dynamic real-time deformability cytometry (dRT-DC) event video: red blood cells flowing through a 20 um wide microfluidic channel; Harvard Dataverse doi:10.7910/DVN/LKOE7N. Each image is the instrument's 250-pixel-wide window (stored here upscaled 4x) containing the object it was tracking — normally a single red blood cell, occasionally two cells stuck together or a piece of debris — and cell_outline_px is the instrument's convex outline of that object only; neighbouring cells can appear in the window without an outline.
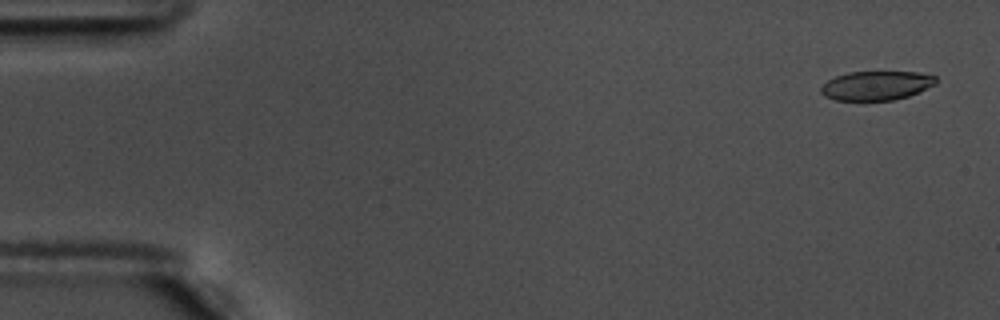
{"species": "common noctule bat (a hibernating species)", "species_latin": "Nyctalus noctula", "temperature_condition": "warm", "stored_images_in_passage": 57, "camera_frame_rate_fps": 3000, "um_per_image_px": 0.085, "animal": {"sex": "male", "body_mass_g": 17.5, "forearm_length_mm": 52.3}, "frame": {"image": 1, "passage_image": 3, "time_ms": 0.667, "image_size_px": [1000, 320], "cell_outline_px": [[936, 84], [908, 96], [892, 100], [836, 100], [824, 96], [820, 92], [820, 88], [828, 80], [836, 76], [848, 72], [916, 72], [936, 76]], "centroid_in_image_um": [74.47, 7.27], "position_along_channel_um": 10.5, "area_um2": 19.36}}
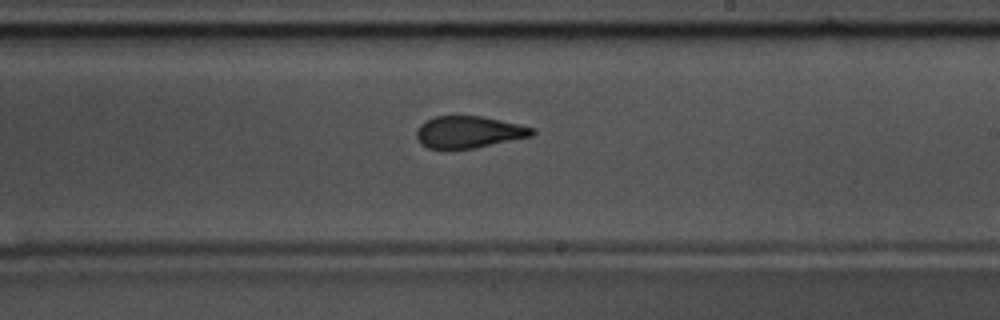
{"frame": {"image": 2, "passage_image": 34, "time_ms": 11.0, "image_size_px": [1000, 320], "cell_outline_px": [[536, 132], [532, 136], [476, 148], [428, 148], [420, 144], [416, 136], [416, 128], [420, 124], [432, 116], [484, 116], [520, 124], [536, 128]], "centroid_in_image_um": [39.86, 11.21], "position_along_channel_um": 249.1, "area_um2": 21.73}}
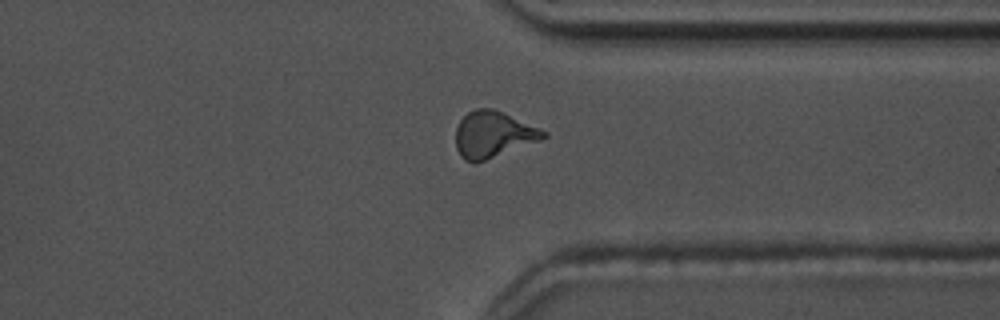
{"frame": {"image": 3, "passage_image": 44, "time_ms": 14.333, "image_size_px": [1000, 320], "cell_outline_px": [[548, 136], [540, 140], [476, 164], [472, 164], [464, 160], [460, 156], [456, 148], [456, 128], [460, 120], [468, 112], [476, 108], [492, 108], [504, 112], [548, 132]], "centroid_in_image_um": [41.9, 11.44], "position_along_channel_um": 369.5, "area_um2": 23.87}, "authors_computed_cell_mechanics": {"area_um2": 22.253, "velocity_mm_per_s": 3.6328, "shape_relaxation_time_tau1_ms": 8.3316, "shape_relaxation_time_tau2_ms": 1.4003, "deformation_change_tau1": 0.2197, "deformation_change_tau2": 0.0878}}